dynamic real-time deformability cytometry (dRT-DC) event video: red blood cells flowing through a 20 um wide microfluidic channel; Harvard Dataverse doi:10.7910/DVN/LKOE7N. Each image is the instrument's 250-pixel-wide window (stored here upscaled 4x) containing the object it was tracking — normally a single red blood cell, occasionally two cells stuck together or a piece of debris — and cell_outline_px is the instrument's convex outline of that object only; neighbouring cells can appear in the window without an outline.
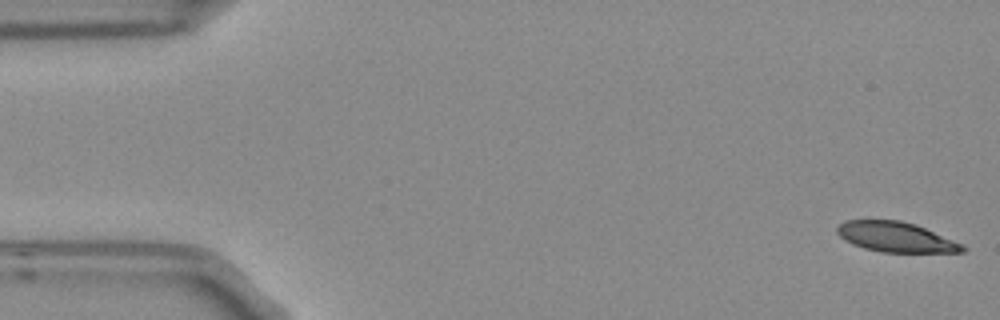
{"species": "Egyptian fruit bat (a non-hibernating species)", "species_latin": "Rousettus aegyptiacus", "temperature_condition": "room temperature", "stored_images_in_passage": 4, "camera_frame_rate_fps": 3000, "um_per_image_px": 0.085, "frame": {"image": 1, "passage_image": 1, "time_ms": 0.0, "image_size_px": [1000, 320], "cell_outline_px": [[968, 248], [964, 252], [880, 252], [864, 248], [852, 244], [844, 240], [836, 232], [836, 228], [844, 220], [900, 220], [916, 224], [964, 244]], "centroid_in_image_um": [76.16, 20.14], "position_along_channel_um": 8.8, "area_um2": 22.14}}
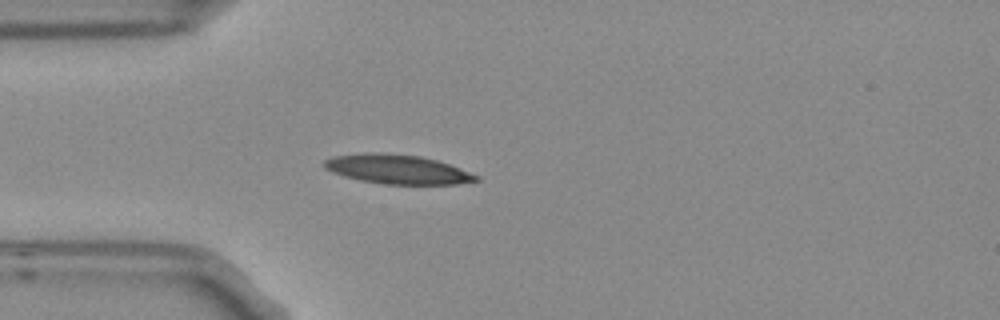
{"frame": {"image": 2, "passage_image": 4, "time_ms": 1.0, "image_size_px": [1000, 320], "cell_outline_px": [[480, 180], [456, 184], [384, 184], [360, 180], [344, 176], [324, 168], [324, 160], [332, 156], [364, 152], [384, 152], [420, 156], [436, 160], [448, 164], [480, 176]], "centroid_in_image_um": [33.76, 14.38], "position_along_channel_um": 51.2, "area_um2": 25.89}}